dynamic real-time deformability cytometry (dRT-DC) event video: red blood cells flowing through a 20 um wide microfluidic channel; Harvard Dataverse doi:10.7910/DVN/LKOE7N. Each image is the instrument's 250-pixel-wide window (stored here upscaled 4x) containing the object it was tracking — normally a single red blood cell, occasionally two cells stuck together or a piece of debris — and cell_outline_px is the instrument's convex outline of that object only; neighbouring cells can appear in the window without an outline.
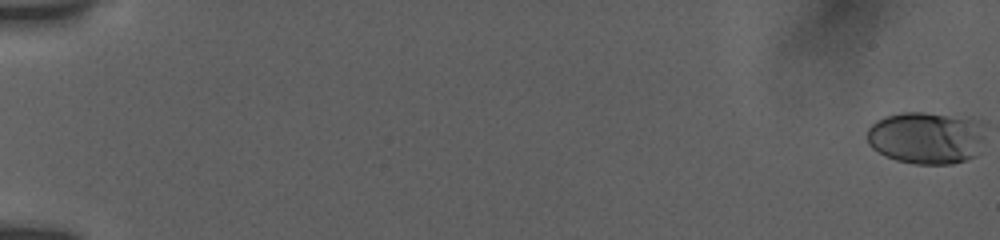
{"species": "human", "species_latin": "Homo sapiens", "temperature_condition": "room temperature", "stored_images_in_passage": 28, "camera_frame_rate_fps": 3000, "um_per_image_px": 0.085, "donor": {"sex": "female"}, "frame": {"image": 1, "passage_image": 1, "time_ms": 0.0, "image_size_px": [1000, 240], "cell_outline_px": [[984, 136], [976, 156], [952, 164], [916, 164], [896, 160], [872, 148], [868, 144], [868, 128], [876, 120], [884, 116], [900, 112], [924, 112], [972, 116], [984, 120]], "centroid_in_image_um": [78.8, 11.67], "position_along_channel_um": 6.2, "area_um2": 36.82}}
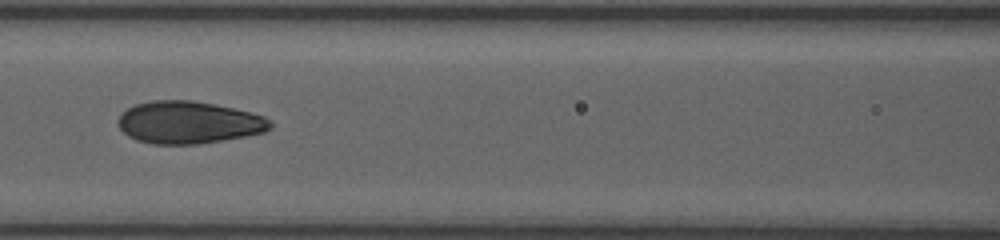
{"frame": {"image": 2, "passage_image": 16, "time_ms": 9.0, "image_size_px": [1000, 240], "cell_outline_px": [[272, 128], [264, 132], [244, 136], [196, 144], [152, 144], [136, 140], [128, 136], [116, 124], [116, 120], [120, 112], [136, 104], [152, 100], [192, 100], [216, 104], [252, 112], [264, 116], [272, 120]], "centroid_in_image_um": [16.01, 10.39], "position_along_channel_um": 150.6, "area_um2": 37.86}}
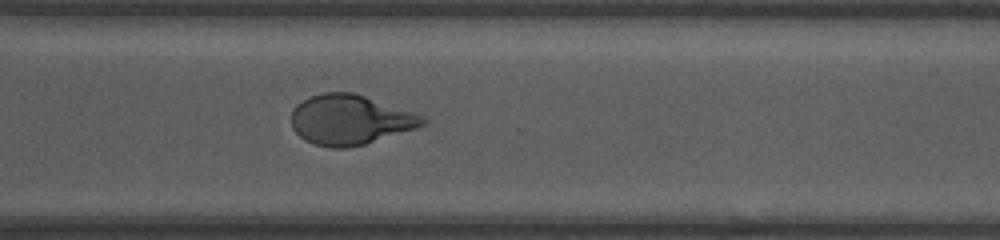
{"frame": {"image": 3, "passage_image": 28, "time_ms": 14.0, "image_size_px": [1000, 240], "cell_outline_px": [[428, 124], [416, 128], [364, 144], [348, 148], [332, 148], [316, 144], [304, 140], [292, 128], [292, 112], [296, 104], [312, 96], [324, 92], [352, 92], [424, 116], [428, 120]], "centroid_in_image_um": [29.76, 10.19], "position_along_channel_um": 340.8, "area_um2": 37.86}}